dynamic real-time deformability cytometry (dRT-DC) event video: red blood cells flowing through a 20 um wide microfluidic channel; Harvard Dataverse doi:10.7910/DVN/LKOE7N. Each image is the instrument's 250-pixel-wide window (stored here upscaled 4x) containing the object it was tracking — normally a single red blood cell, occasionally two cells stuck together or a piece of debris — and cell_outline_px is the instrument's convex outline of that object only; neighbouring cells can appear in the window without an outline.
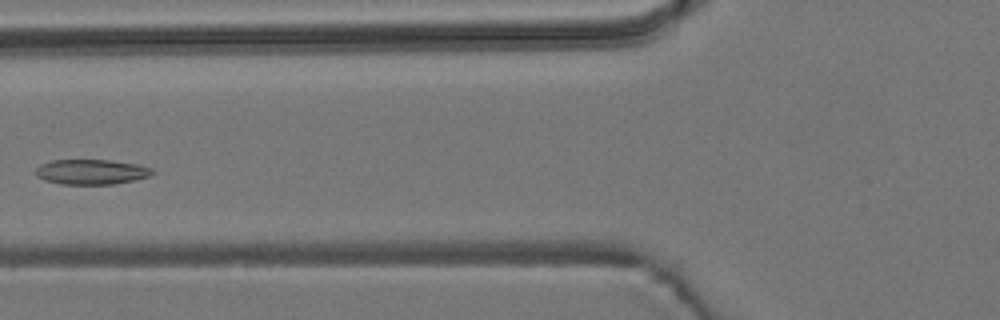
{"species": "common noctule bat (a hibernating species)", "species_latin": "Nyctalus noctula", "temperature_condition": "room temperature", "stored_images_in_passage": 6, "camera_frame_rate_fps": 3000, "um_per_image_px": 0.085, "animal": {"sex": "male", "body_mass_g": 19.2, "forearm_length_mm": 51.8}, "frame": {"image": 1, "passage_image": 5, "time_ms": 1.333, "image_size_px": [1000, 320], "cell_outline_px": [[156, 172], [148, 176], [136, 180], [116, 184], [60, 184], [44, 180], [36, 176], [36, 168], [40, 164], [52, 160], [108, 160], [136, 164], [152, 168]], "centroid_in_image_um": [7.76, 14.61], "position_along_channel_um": 118.0, "area_um2": 17.11}}
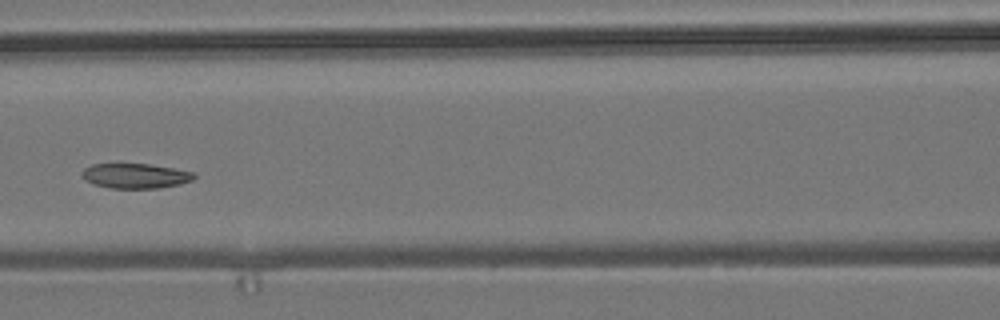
{"frame": {"image": 2, "passage_image": 6, "time_ms": 1.667, "image_size_px": [1000, 320], "cell_outline_px": [[196, 176], [192, 180], [180, 184], [160, 188], [112, 188], [92, 184], [84, 180], [84, 168], [92, 164], [148, 164], [196, 172]], "centroid_in_image_um": [11.54, 14.95], "position_along_channel_um": 155.1, "area_um2": 16.18}}